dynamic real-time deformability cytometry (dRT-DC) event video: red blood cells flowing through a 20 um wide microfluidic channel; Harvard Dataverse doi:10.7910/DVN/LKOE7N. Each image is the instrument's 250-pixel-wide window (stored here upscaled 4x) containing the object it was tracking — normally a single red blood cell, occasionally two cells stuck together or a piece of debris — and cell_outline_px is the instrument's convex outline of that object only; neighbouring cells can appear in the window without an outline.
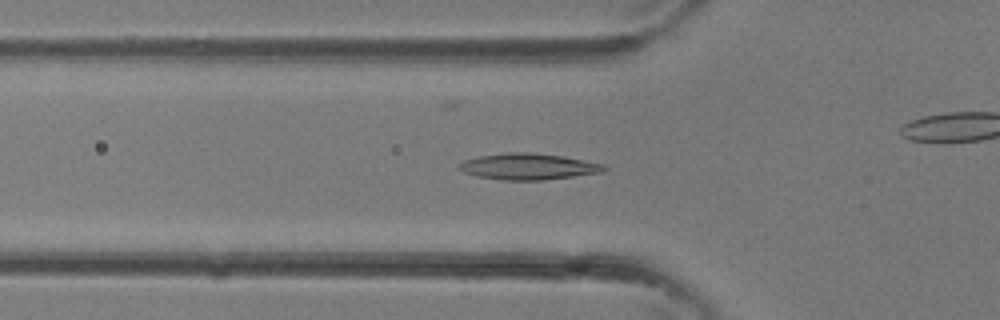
{"species": "common noctule bat (a hibernating species)", "species_latin": "Nyctalus noctula", "temperature_condition": "room temperature", "stored_images_in_passage": 29, "camera_frame_rate_fps": 3000, "um_per_image_px": 0.085, "animal": {"sex": "female"}, "frame": {"image": 1, "passage_image": 7, "time_ms": 2.0, "image_size_px": [1000, 320], "cell_outline_px": [[608, 168], [604, 172], [544, 180], [500, 180], [476, 176], [464, 172], [456, 168], [464, 160], [480, 156], [504, 152], [528, 152], [564, 156], [604, 164]], "centroid_in_image_um": [44.91, 14.15], "position_along_channel_um": 80.9, "area_um2": 22.31}}
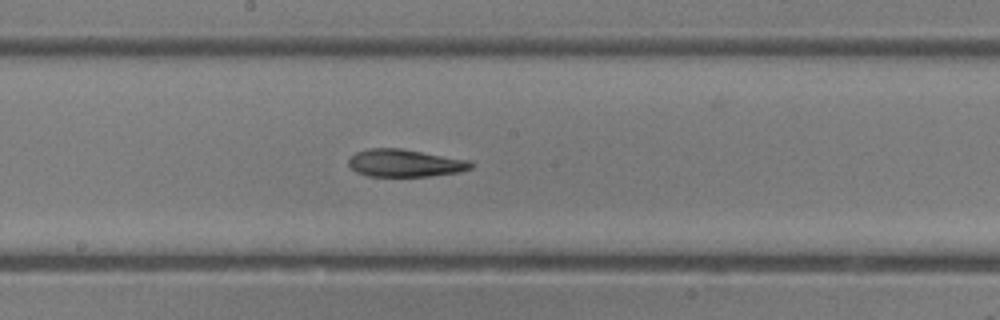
{"frame": {"image": 2, "passage_image": 14, "time_ms": 4.333, "image_size_px": [1000, 320], "cell_outline_px": [[472, 168], [460, 172], [428, 176], [368, 176], [356, 172], [348, 164], [348, 160], [356, 152], [368, 148], [400, 148], [472, 160]], "centroid_in_image_um": [34.44, 13.85], "position_along_channel_um": 213.8, "area_um2": 19.71}}
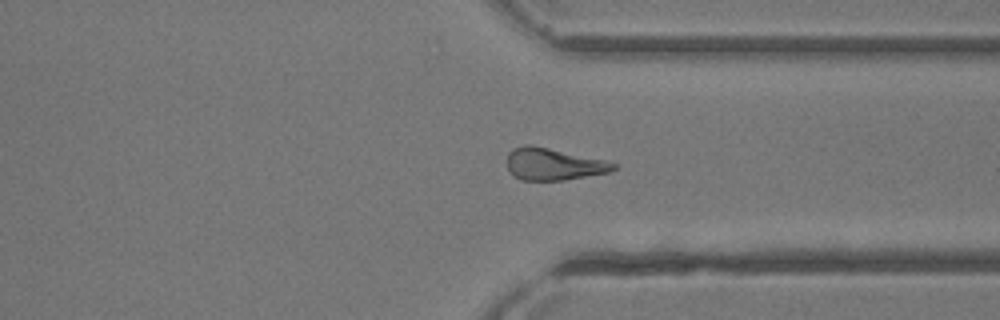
{"frame": {"image": 3, "passage_image": 22, "time_ms": 7.0, "image_size_px": [1000, 320], "cell_outline_px": [[616, 168], [612, 172], [564, 180], [520, 180], [508, 168], [508, 152], [512, 148], [524, 144], [532, 144], [604, 160], [616, 164]], "centroid_in_image_um": [47.04, 13.94], "position_along_channel_um": 364.4, "area_um2": 19.83}}